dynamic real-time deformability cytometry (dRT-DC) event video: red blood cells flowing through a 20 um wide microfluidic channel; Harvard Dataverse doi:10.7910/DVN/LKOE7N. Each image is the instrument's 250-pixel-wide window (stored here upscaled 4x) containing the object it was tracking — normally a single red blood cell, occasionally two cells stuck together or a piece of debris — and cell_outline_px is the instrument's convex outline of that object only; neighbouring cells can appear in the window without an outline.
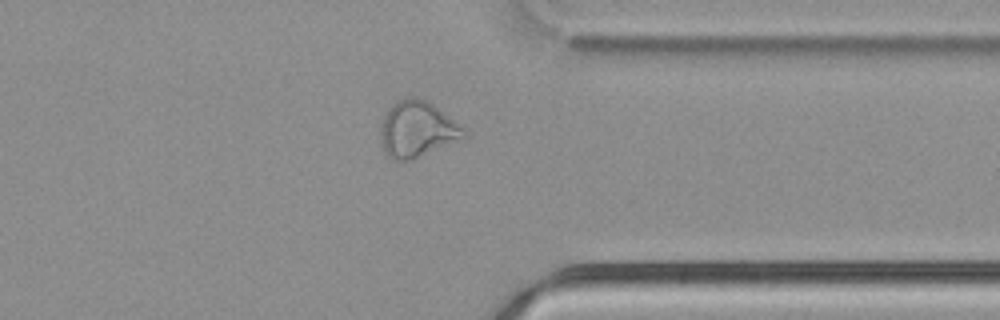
{"species": "common noctule bat (a hibernating species)", "species_latin": "Nyctalus noctula", "temperature_condition": "cold", "stored_images_in_passage": 39, "camera_frame_rate_fps": 3000, "um_per_image_px": 0.085, "animal": {"sex": "male", "body_mass_g": 21.5, "forearm_length_mm": 52.0}, "frame": {"image": 1, "passage_image": 28, "time_ms": 9.0, "image_size_px": [1000, 320], "cell_outline_px": [[468, 136], [464, 140], [408, 160], [392, 160], [384, 152], [380, 136], [380, 132], [384, 116], [392, 104], [408, 96], [416, 96], [432, 104], [464, 128], [468, 132]], "centroid_in_image_um": [35.49, 11.0], "position_along_channel_um": 375.9, "area_um2": 27.17}}